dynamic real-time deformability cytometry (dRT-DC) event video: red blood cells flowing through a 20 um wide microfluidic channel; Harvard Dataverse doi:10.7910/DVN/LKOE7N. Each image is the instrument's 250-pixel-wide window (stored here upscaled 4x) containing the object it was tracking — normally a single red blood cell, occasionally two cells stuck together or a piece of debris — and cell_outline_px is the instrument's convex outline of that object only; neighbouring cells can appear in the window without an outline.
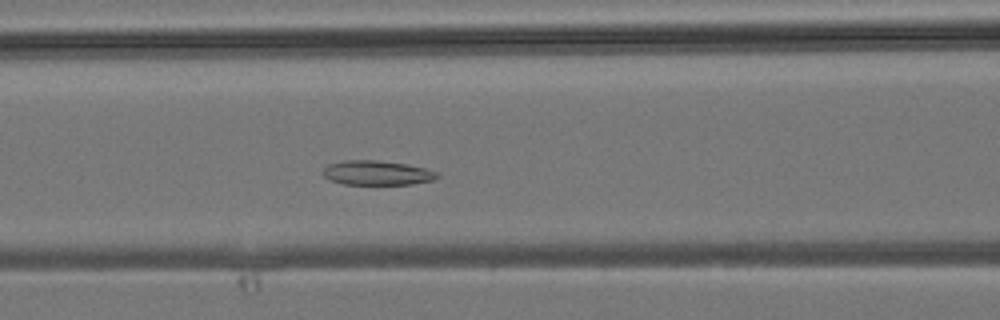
{"species": "common noctule bat (a hibernating species)", "species_latin": "Nyctalus noctula", "temperature_condition": "room temperature", "stored_images_in_passage": 33, "camera_frame_rate_fps": 3000, "um_per_image_px": 0.085, "animal": {"sex": "male", "body_mass_g": 19.2, "forearm_length_mm": 51.8}, "frame": {"image": 1, "passage_image": 8, "time_ms": 2.333, "image_size_px": [1000, 320], "cell_outline_px": [[440, 176], [432, 180], [412, 184], [344, 184], [328, 180], [320, 172], [328, 164], [344, 160], [376, 160], [404, 164], [424, 168], [436, 172]], "centroid_in_image_um": [31.97, 14.69], "position_along_channel_um": 134.6, "area_um2": 16.24}}
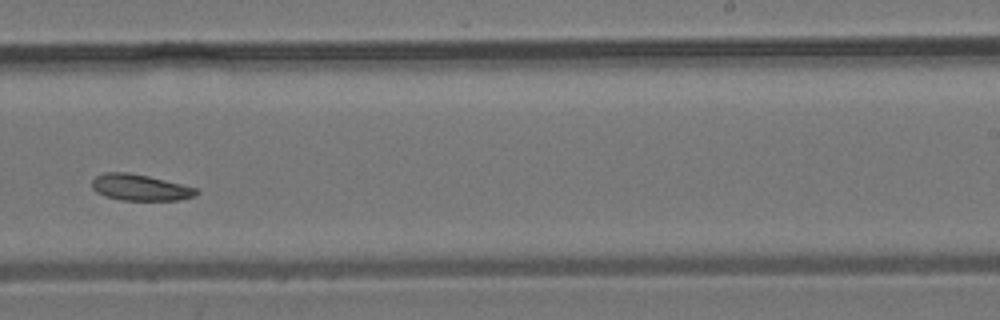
{"frame": {"image": 2, "passage_image": 17, "time_ms": 5.333, "image_size_px": [1000, 320], "cell_outline_px": [[200, 192], [196, 196], [180, 200], [120, 200], [104, 196], [96, 192], [92, 188], [92, 180], [96, 176], [104, 172], [128, 172], [148, 176], [196, 188]], "centroid_in_image_um": [11.89, 15.94], "position_along_channel_um": 277.1, "area_um2": 16.01}}
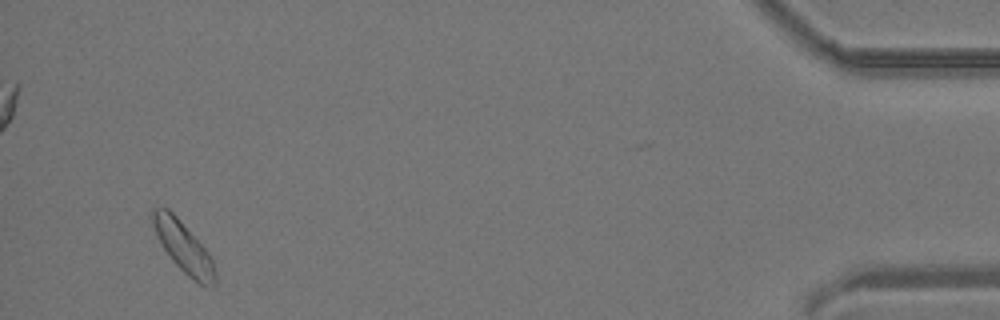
{"frame": {"image": 3, "passage_image": 31, "time_ms": 10.0, "image_size_px": [1000, 320], "cell_outline_px": [[216, 284], [212, 288], [200, 284], [188, 276], [172, 260], [164, 248], [156, 232], [152, 220], [152, 208], [168, 208], [176, 216], [204, 248], [212, 260], [216, 272]], "centroid_in_image_um": [15.62, 21.05], "position_along_channel_um": 419.6, "area_um2": 17.8}}